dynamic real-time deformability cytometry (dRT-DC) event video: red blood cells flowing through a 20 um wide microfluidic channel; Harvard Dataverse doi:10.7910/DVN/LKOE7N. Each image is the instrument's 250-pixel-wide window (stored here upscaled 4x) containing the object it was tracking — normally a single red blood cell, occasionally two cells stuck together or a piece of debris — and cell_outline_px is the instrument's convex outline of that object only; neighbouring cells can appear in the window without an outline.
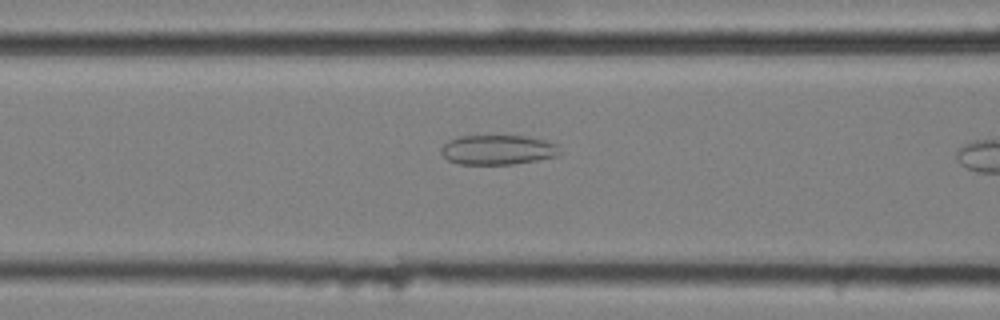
{"species": "common noctule bat (a hibernating species)", "species_latin": "Nyctalus noctula", "temperature_condition": "cold", "stored_images_in_passage": 9, "camera_frame_rate_fps": 3000, "um_per_image_px": 0.085, "animal": {"sex": "female", "body_mass_g": 25.1}, "frame": {"image": 1, "passage_image": 8, "time_ms": 2.333, "image_size_px": [1000, 320], "cell_outline_px": [[560, 152], [556, 156], [536, 160], [512, 164], [460, 164], [448, 160], [440, 152], [440, 148], [448, 140], [460, 136], [524, 136], [544, 140], [556, 144]], "centroid_in_image_um": [42.27, 12.73], "position_along_channel_um": 124.3, "area_um2": 20.35}}